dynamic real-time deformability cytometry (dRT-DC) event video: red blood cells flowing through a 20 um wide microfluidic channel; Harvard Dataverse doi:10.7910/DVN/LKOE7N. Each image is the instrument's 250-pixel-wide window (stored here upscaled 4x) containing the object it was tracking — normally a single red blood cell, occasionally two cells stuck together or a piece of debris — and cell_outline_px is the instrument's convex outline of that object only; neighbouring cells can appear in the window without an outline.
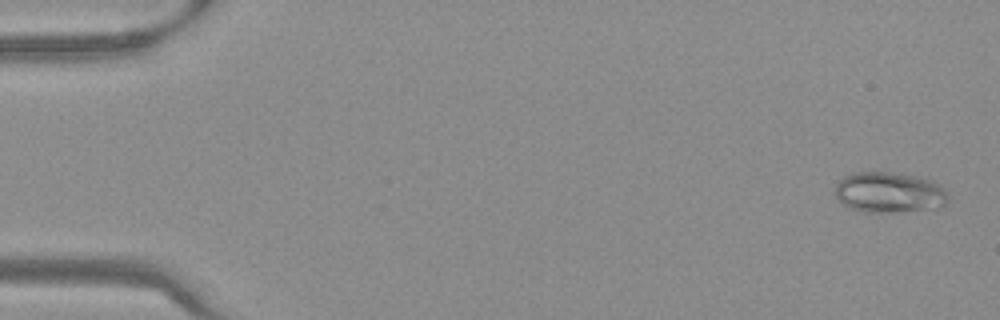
{"species": "Egyptian fruit bat (a non-hibernating species)", "species_latin": "Rousettus aegyptiacus", "temperature_condition": "warm", "stored_images_in_passage": 54, "camera_frame_rate_fps": 3000, "um_per_image_px": 0.085, "frame": {"image": 1, "passage_image": 2, "time_ms": 0.333, "image_size_px": [1000, 320], "cell_outline_px": [[948, 200], [944, 204], [936, 208], [892, 212], [864, 212], [848, 208], [832, 192], [836, 184], [844, 176], [852, 172], [892, 172], [916, 176], [936, 180], [944, 188], [948, 196]], "centroid_in_image_um": [75.57, 16.34], "position_along_channel_um": 9.4, "area_um2": 27.11}}
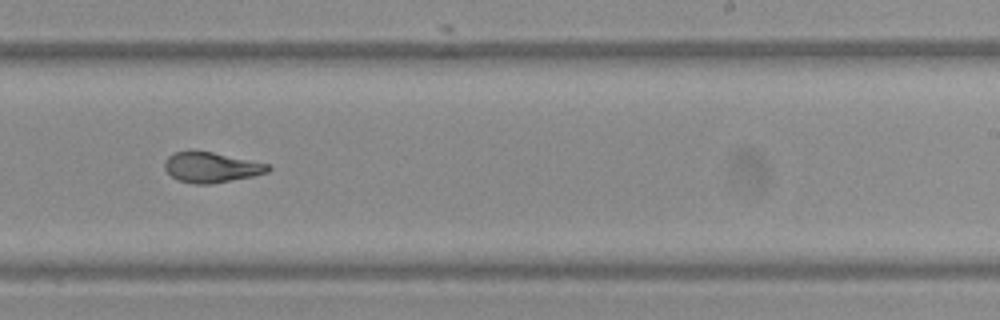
{"frame": {"image": 2, "passage_image": 34, "time_ms": 11.0, "image_size_px": [1000, 320], "cell_outline_px": [[272, 168], [268, 172], [252, 176], [212, 184], [196, 184], [180, 180], [172, 176], [164, 168], [164, 164], [168, 156], [176, 152], [212, 152], [268, 164]], "centroid_in_image_um": [17.97, 14.24], "position_along_channel_um": 271.0, "area_um2": 17.8}}
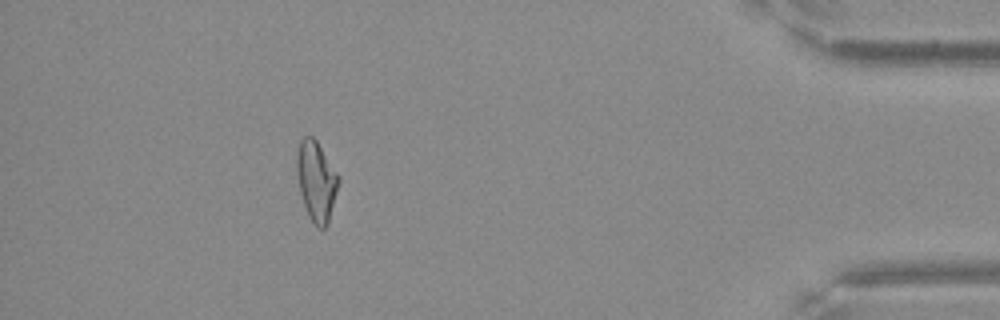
{"frame": {"image": 3, "passage_image": 49, "time_ms": 16.0, "image_size_px": [1000, 320], "cell_outline_px": [[340, 180], [328, 224], [324, 228], [316, 228], [308, 216], [300, 192], [296, 172], [296, 152], [300, 140], [304, 136], [312, 136], [316, 140], [340, 176]], "centroid_in_image_um": [26.88, 15.39], "position_along_channel_um": 408.3, "area_um2": 19.65}, "authors_computed_cell_mechanics": {"area_um2": 19.5075, "velocity_mm_per_s": 3.7847, "shape_relaxation_time_tau1_ms": null, "shape_relaxation_time_tau2_ms": 1.6466, "deformation_change_tau1": null, "deformation_change_tau2": 0.0769}}